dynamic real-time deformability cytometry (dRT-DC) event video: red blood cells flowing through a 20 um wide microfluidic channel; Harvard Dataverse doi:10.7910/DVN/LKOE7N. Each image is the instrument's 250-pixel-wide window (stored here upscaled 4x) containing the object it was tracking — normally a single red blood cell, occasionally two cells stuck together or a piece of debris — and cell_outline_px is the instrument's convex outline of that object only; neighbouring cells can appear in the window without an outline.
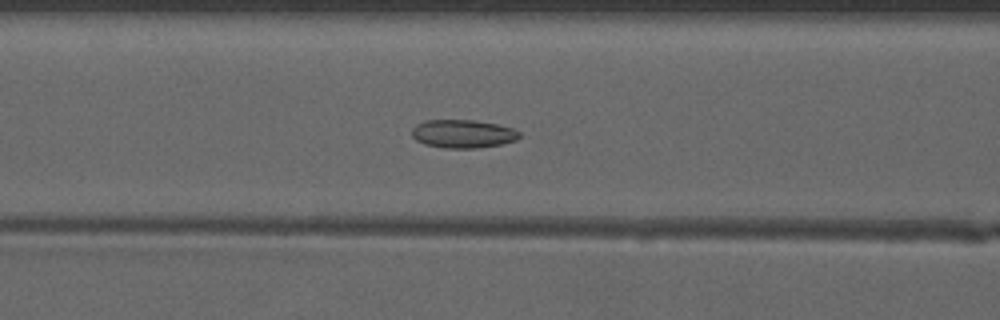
{"species": "common noctule bat (a hibernating species)", "species_latin": "Nyctalus noctula", "temperature_condition": "warm", "stored_images_in_passage": 43, "camera_frame_rate_fps": 3000, "um_per_image_px": 0.085, "animal": {"sex": "male", "forearm_length_mm": 52.5}, "frame": {"image": 1, "passage_image": 14, "time_ms": 4.333, "image_size_px": [1000, 320], "cell_outline_px": [[520, 136], [516, 140], [500, 144], [476, 148], [444, 148], [424, 144], [416, 140], [412, 136], [412, 128], [416, 124], [424, 120], [472, 120], [496, 124], [512, 128], [520, 132]], "centroid_in_image_um": [39.31, 11.37], "position_along_channel_um": 127.3, "area_um2": 17.69}}
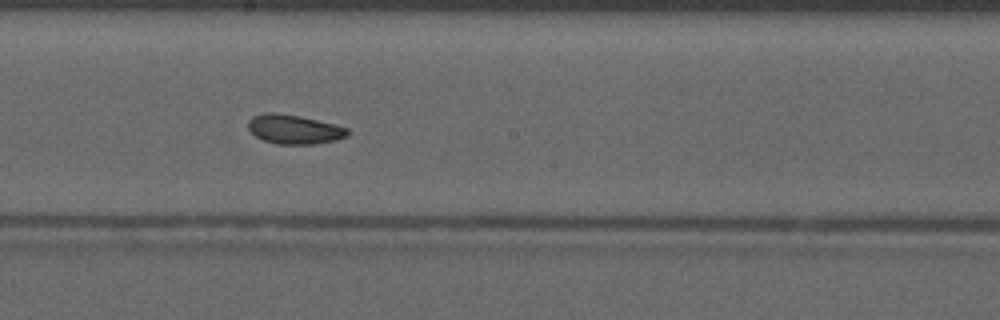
{"frame": {"image": 2, "passage_image": 21, "time_ms": 6.667, "image_size_px": [1000, 320], "cell_outline_px": [[348, 136], [336, 140], [316, 144], [276, 144], [264, 140], [256, 136], [248, 128], [248, 120], [252, 116], [264, 112], [276, 112], [300, 116], [336, 124], [348, 128]], "centroid_in_image_um": [25.0, 10.98], "position_along_channel_um": 223.2, "area_um2": 17.11}}
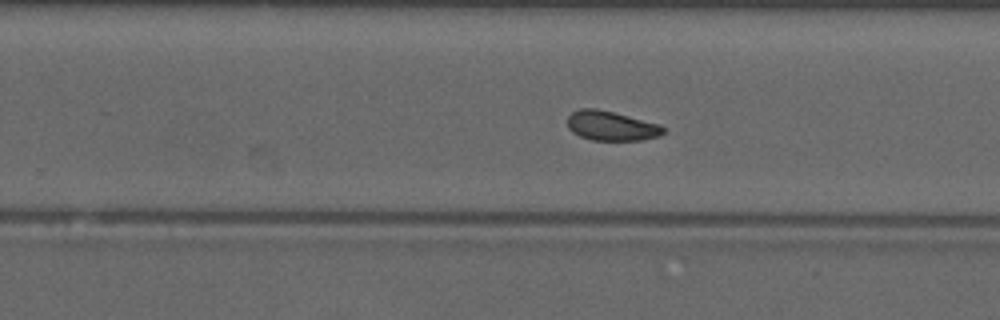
{"frame": {"image": 3, "passage_image": 25, "time_ms": 8.0, "image_size_px": [1000, 320], "cell_outline_px": [[664, 132], [660, 136], [640, 140], [592, 140], [580, 136], [572, 132], [568, 128], [568, 116], [572, 112], [580, 108], [596, 108], [660, 124], [664, 128]], "centroid_in_image_um": [51.94, 10.7], "position_along_channel_um": 277.9, "area_um2": 16.42}}